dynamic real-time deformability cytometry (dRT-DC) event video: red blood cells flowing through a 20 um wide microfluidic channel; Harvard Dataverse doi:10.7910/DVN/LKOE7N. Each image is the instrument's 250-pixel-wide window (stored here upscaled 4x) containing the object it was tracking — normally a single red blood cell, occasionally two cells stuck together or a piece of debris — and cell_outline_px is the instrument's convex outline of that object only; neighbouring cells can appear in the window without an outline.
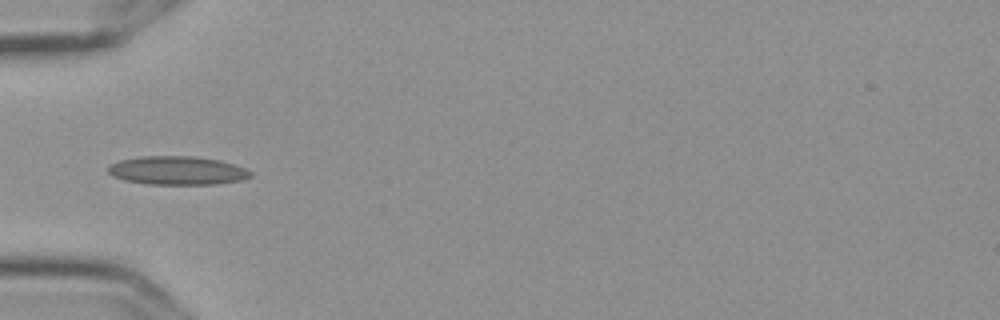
{"species": "Egyptian fruit bat (a non-hibernating species)", "species_latin": "Rousettus aegyptiacus", "temperature_condition": "cold", "stored_images_in_passage": 3, "camera_frame_rate_fps": 3000, "um_per_image_px": 0.085, "frame": {"image": 1, "passage_image": 1, "time_ms": 0.0, "image_size_px": [1000, 320], "cell_outline_px": [[252, 176], [244, 180], [216, 184], [148, 184], [124, 180], [112, 176], [108, 172], [108, 164], [120, 160], [140, 156], [192, 156], [220, 160], [244, 168], [252, 172]], "centroid_in_image_um": [15.05, 14.49], "position_along_channel_um": 69.9, "area_um2": 23.81}}
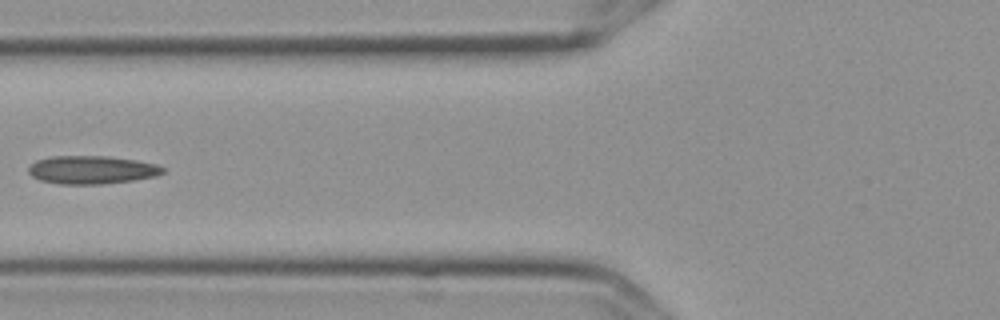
{"frame": {"image": 2, "passage_image": 2, "time_ms": 0.333, "image_size_px": [1000, 320], "cell_outline_px": [[164, 172], [156, 176], [132, 180], [100, 184], [60, 184], [40, 180], [32, 176], [28, 172], [28, 168], [36, 160], [52, 156], [104, 156], [136, 160], [156, 164], [164, 168]], "centroid_in_image_um": [7.78, 14.43], "position_along_channel_um": 118.0, "area_um2": 21.91}}
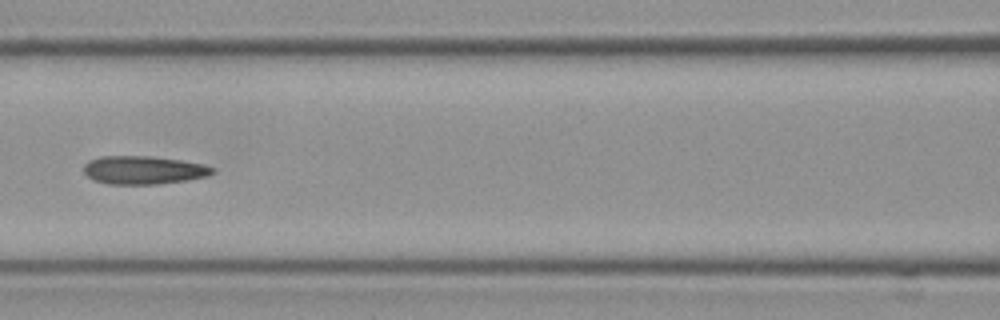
{"frame": {"image": 3, "passage_image": 3, "time_ms": 0.667, "image_size_px": [1000, 320], "cell_outline_px": [[216, 172], [208, 176], [188, 180], [156, 184], [108, 184], [92, 180], [84, 172], [84, 164], [88, 160], [100, 156], [148, 156], [180, 160], [200, 164], [216, 168]], "centroid_in_image_um": [12.19, 14.46], "position_along_channel_um": 154.4, "area_um2": 21.27}}